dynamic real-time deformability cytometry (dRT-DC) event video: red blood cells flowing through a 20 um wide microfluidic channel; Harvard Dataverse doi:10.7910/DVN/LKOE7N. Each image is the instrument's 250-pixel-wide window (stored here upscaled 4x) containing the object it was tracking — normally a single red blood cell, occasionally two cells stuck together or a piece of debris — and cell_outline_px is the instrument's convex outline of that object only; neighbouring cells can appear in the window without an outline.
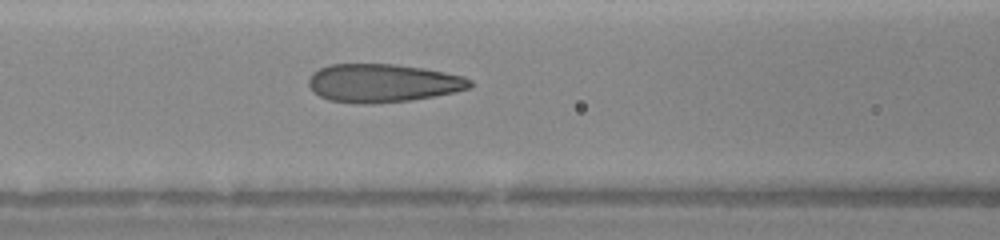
{"species": "human", "species_latin": "Homo sapiens", "temperature_condition": "warm", "stored_images_in_passage": 11, "camera_frame_rate_fps": 3000, "um_per_image_px": 0.085, "donor": {"sex": "female"}, "frame": {"image": 1, "passage_image": 11, "time_ms": 6.0, "image_size_px": [1000, 240], "cell_outline_px": [[472, 84], [468, 88], [456, 92], [412, 100], [376, 104], [360, 104], [328, 100], [312, 92], [308, 84], [308, 80], [312, 72], [328, 64], [392, 64], [424, 68], [464, 76], [472, 80]], "centroid_in_image_um": [32.51, 7.07], "position_along_channel_um": 134.1, "area_um2": 36.36}}